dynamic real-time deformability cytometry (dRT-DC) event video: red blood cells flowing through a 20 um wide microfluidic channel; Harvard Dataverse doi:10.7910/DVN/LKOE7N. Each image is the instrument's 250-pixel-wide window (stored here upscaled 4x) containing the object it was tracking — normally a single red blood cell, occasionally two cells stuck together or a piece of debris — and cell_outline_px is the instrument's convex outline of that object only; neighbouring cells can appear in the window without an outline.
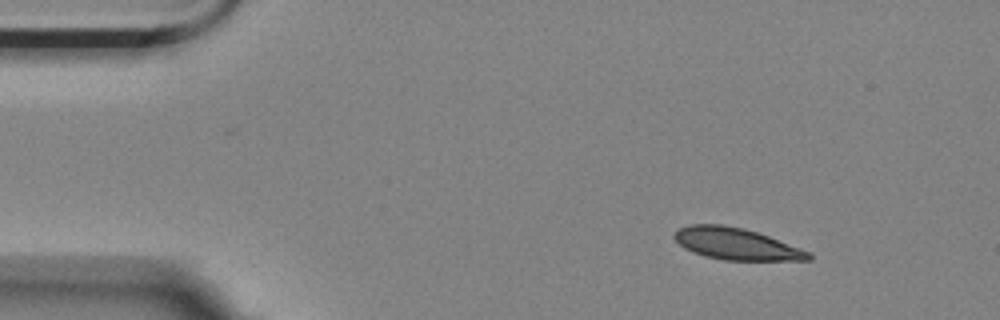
{"species": "Egyptian fruit bat (a non-hibernating species)", "species_latin": "Rousettus aegyptiacus", "temperature_condition": "room temperature", "stored_images_in_passage": 8, "camera_frame_rate_fps": 3000, "um_per_image_px": 0.085, "animal": {"sex": "female"}, "frame": {"image": 1, "passage_image": 1, "time_ms": 0.0, "image_size_px": [1000, 320], "cell_outline_px": [[812, 260], [724, 260], [704, 256], [692, 252], [684, 248], [672, 236], [680, 228], [688, 224], [724, 224], [744, 228], [768, 236], [812, 252]], "centroid_in_image_um": [62.58, 20.73], "position_along_channel_um": 22.4, "area_um2": 24.85}}
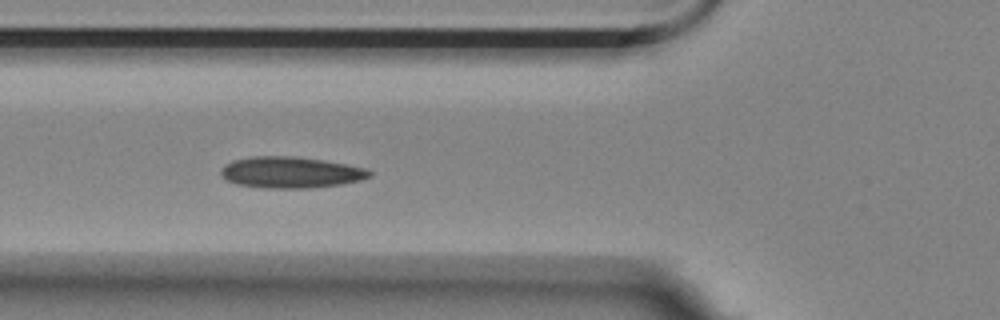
{"frame": {"image": 2, "passage_image": 5, "time_ms": 1.333, "image_size_px": [1000, 320], "cell_outline_px": [[372, 176], [360, 180], [340, 184], [312, 188], [264, 188], [236, 184], [220, 176], [220, 172], [224, 164], [232, 160], [252, 156], [296, 156], [368, 168], [372, 172]], "centroid_in_image_um": [24.68, 14.65], "position_along_channel_um": 101.1, "area_um2": 27.17}}
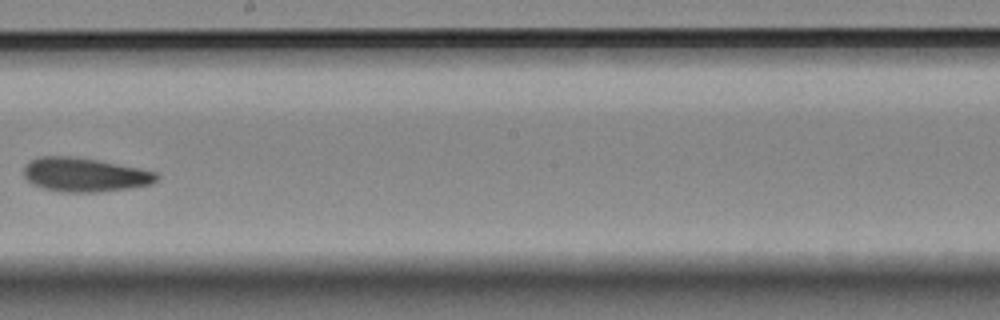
{"frame": {"image": 3, "passage_image": 8, "time_ms": 2.333, "image_size_px": [1000, 320], "cell_outline_px": [[160, 176], [152, 184], [128, 188], [96, 192], [60, 192], [44, 188], [32, 184], [24, 176], [24, 168], [32, 160], [40, 156], [72, 156], [96, 160], [140, 168], [156, 172]], "centroid_in_image_um": [7.21, 14.86], "position_along_channel_um": 241.0, "area_um2": 26.13}}